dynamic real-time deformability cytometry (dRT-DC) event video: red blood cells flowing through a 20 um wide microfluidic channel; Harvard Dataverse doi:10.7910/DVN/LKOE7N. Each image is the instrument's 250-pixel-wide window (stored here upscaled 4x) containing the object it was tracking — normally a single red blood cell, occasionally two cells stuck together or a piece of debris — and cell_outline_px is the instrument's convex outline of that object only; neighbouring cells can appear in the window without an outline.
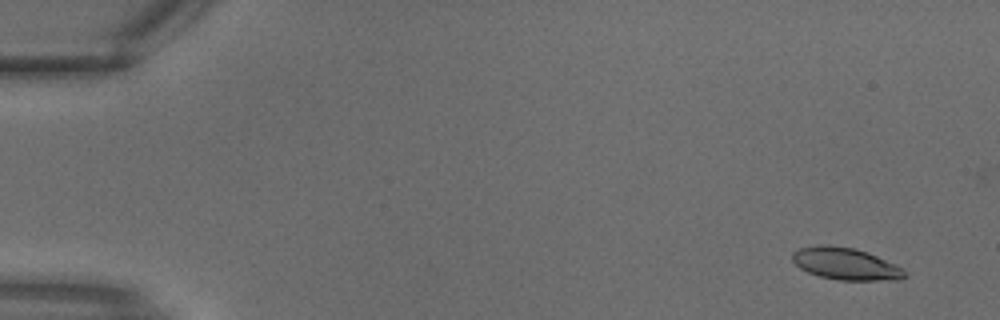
{"species": "common noctule bat (a hibernating species)", "species_latin": "Nyctalus noctula", "temperature_condition": "warm", "stored_images_in_passage": 30, "camera_frame_rate_fps": 3000, "um_per_image_px": 0.085, "animal": {"sex": "male", "body_mass_g": 18.8}, "frame": {"image": 1, "passage_image": 2, "time_ms": 0.333, "image_size_px": [1000, 320], "cell_outline_px": [[908, 276], [900, 280], [836, 280], [820, 276], [808, 272], [800, 268], [792, 260], [792, 252], [800, 248], [816, 244], [828, 244], [856, 248], [868, 252], [896, 264], [904, 268]], "centroid_in_image_um": [71.91, 22.41], "position_along_channel_um": 13.1, "area_um2": 21.39}}
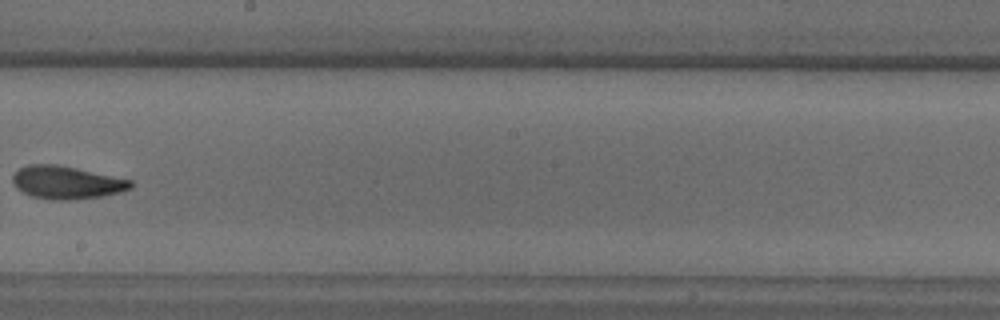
{"frame": {"image": 2, "passage_image": 18, "time_ms": 5.667, "image_size_px": [1000, 320], "cell_outline_px": [[132, 188], [120, 192], [104, 196], [68, 200], [52, 200], [32, 196], [16, 188], [12, 184], [12, 176], [20, 168], [28, 164], [56, 164], [76, 168], [132, 180]], "centroid_in_image_um": [5.64, 15.51], "position_along_channel_um": 242.6, "area_um2": 22.6}}
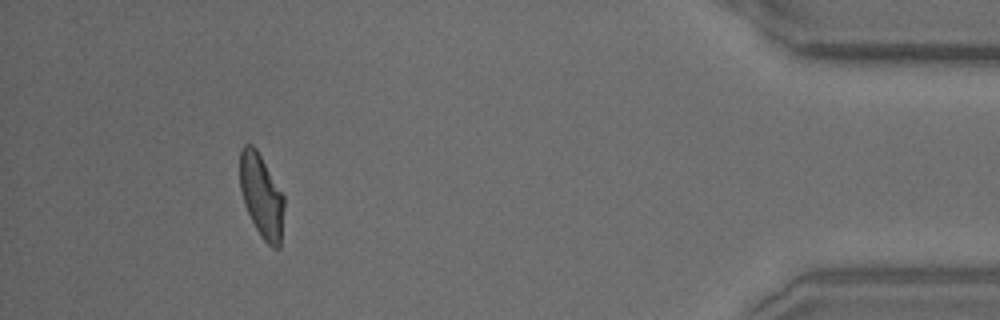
{"frame": {"image": 3, "passage_image": 28, "time_ms": 9.0, "image_size_px": [1000, 320], "cell_outline_px": [[284, 208], [280, 248], [272, 248], [260, 236], [244, 204], [240, 188], [240, 152], [244, 144], [252, 144], [256, 148], [284, 196]], "centroid_in_image_um": [22.23, 16.66], "position_along_channel_um": 413.0, "area_um2": 21.39}}